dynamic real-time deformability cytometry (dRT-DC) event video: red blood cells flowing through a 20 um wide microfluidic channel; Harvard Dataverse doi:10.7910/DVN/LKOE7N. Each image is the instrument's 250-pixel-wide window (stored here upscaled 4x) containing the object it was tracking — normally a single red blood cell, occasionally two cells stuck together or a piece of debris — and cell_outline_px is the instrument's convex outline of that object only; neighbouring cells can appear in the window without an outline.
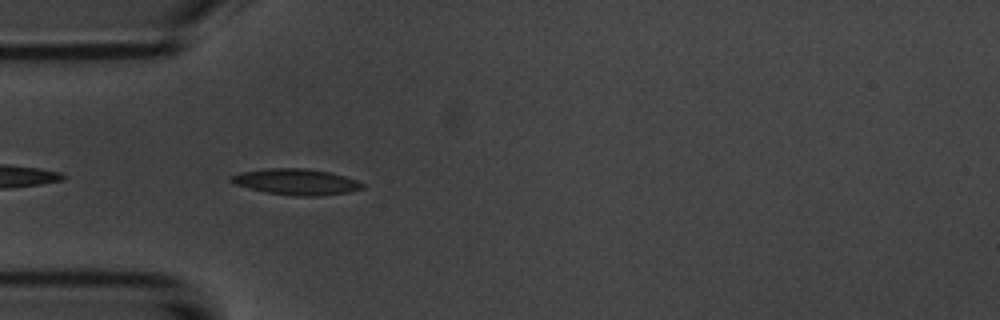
{"species": "common noctule bat (a hibernating species)", "species_latin": "Nyctalus noctula", "temperature_condition": "room temperature", "stored_images_in_passage": 8, "camera_frame_rate_fps": 3000, "um_per_image_px": 0.085, "animal": {"sex": "male", "body_mass_g": 20.1, "forearm_length_mm": 53.5}, "frame": {"image": 1, "passage_image": 7, "time_ms": 7.0, "image_size_px": [1000, 320], "cell_outline_px": [[364, 188], [348, 192], [320, 196], [296, 196], [264, 192], [236, 184], [228, 180], [228, 176], [240, 172], [268, 168], [304, 168], [328, 172], [344, 176], [356, 180], [364, 184]], "centroid_in_image_um": [25.14, 15.45], "position_along_channel_um": 59.9, "area_um2": 19.88}}